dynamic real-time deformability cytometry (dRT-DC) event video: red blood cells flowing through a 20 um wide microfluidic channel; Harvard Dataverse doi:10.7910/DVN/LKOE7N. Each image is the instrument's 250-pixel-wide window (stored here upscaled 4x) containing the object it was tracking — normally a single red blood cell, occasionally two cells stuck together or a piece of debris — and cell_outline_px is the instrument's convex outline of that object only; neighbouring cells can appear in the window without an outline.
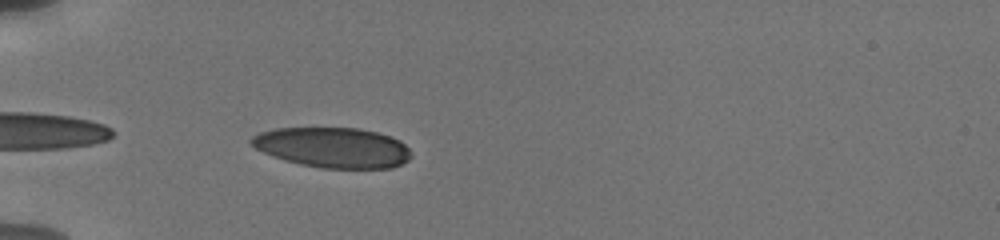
{"species": "human", "species_latin": "Homo sapiens", "temperature_condition": "cold", "stored_images_in_passage": 45, "camera_frame_rate_fps": 3000, "um_per_image_px": 0.085, "donor": {"sex": "male"}, "frame": {"image": 1, "passage_image": 1, "time_ms": 0.0, "image_size_px": [1000, 240], "cell_outline_px": [[412, 156], [408, 160], [392, 168], [324, 168], [300, 164], [284, 160], [272, 156], [256, 148], [248, 140], [252, 136], [260, 132], [276, 128], [360, 128], [376, 132], [400, 140], [412, 152]], "centroid_in_image_um": [28.29, 12.54], "position_along_channel_um": 56.7, "area_um2": 37.45}}
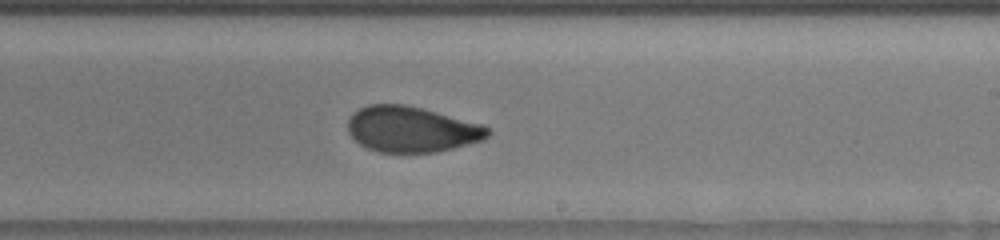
{"frame": {"image": 2, "passage_image": 18, "time_ms": 5.667, "image_size_px": [1000, 240], "cell_outline_px": [[492, 132], [484, 140], [436, 152], [380, 152], [368, 148], [360, 144], [348, 132], [348, 120], [352, 112], [368, 104], [404, 104], [484, 124]], "centroid_in_image_um": [34.99, 10.98], "position_along_channel_um": 254.0, "area_um2": 37.22}}
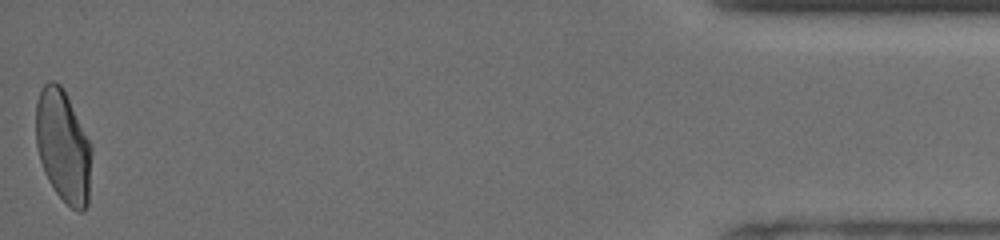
{"frame": {"image": 3, "passage_image": 45, "time_ms": 12.333, "image_size_px": [1000, 240], "cell_outline_px": [[92, 152], [88, 204], [84, 212], [76, 212], [56, 192], [48, 180], [44, 172], [36, 148], [36, 100], [44, 84], [48, 80], [52, 80], [60, 84], [64, 88], [92, 148]], "centroid_in_image_um": [5.36, 12.43], "position_along_channel_um": 429.8, "area_um2": 36.59}, "authors_computed_cell_mechanics": {"area_um2": 37.2232, "velocity_mm_per_s": 3.7939, "shape_relaxation_time_tau1_ms": null, "shape_relaxation_time_tau2_ms": 1.0753, "deformation_change_tau1": null, "deformation_change_tau2": 0.0631}}